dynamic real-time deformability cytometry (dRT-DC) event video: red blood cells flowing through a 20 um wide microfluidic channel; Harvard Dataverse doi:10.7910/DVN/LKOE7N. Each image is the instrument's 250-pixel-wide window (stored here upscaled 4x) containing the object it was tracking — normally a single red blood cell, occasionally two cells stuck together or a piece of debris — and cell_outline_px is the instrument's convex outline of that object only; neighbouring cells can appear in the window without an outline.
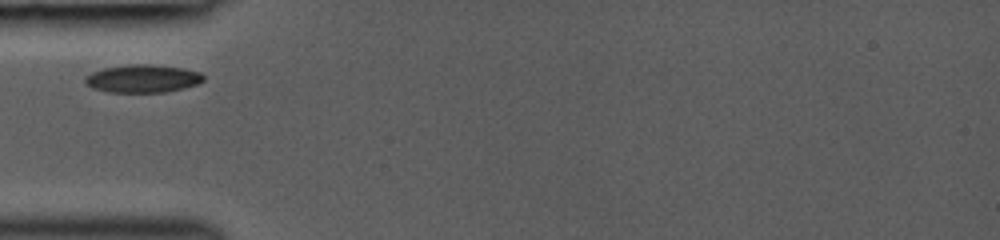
{"species": "common noctule bat (a hibernating species)", "species_latin": "Nyctalus noctula", "temperature_condition": "room temperature", "stored_images_in_passage": 4, "camera_frame_rate_fps": 3000, "um_per_image_px": 0.085, "animal": {"sex": "female", "body_mass_g": 19.0, "forearm_length_mm": 53.3}, "frame": {"image": 1, "passage_image": 1, "time_ms": 0.0, "image_size_px": [1000, 240], "cell_outline_px": [[204, 80], [196, 84], [184, 88], [164, 92], [108, 92], [92, 88], [84, 80], [84, 76], [92, 72], [104, 68], [128, 64], [148, 64], [184, 68], [200, 72], [204, 76]], "centroid_in_image_um": [12.12, 6.67], "position_along_channel_um": 72.9, "area_um2": 19.25}}